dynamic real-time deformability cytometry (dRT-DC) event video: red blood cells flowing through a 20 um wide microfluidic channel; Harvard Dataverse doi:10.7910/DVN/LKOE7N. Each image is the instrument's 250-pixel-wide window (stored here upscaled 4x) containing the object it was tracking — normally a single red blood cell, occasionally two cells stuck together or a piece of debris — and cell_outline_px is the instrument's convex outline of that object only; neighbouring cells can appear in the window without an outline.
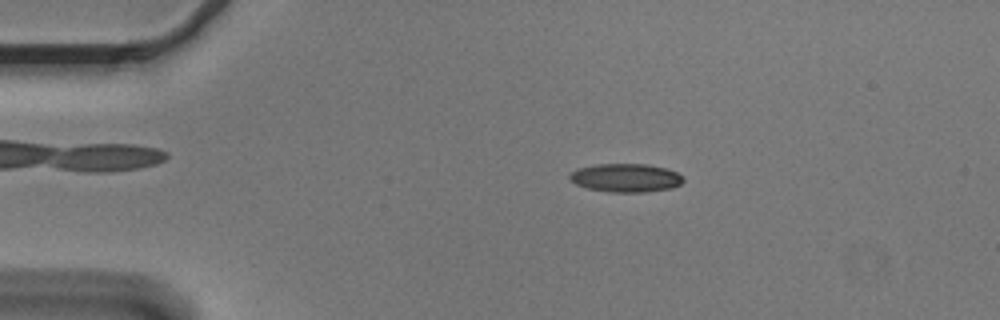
{"species": "Egyptian fruit bat (a non-hibernating species)", "species_latin": "Rousettus aegyptiacus", "temperature_condition": "cold", "stored_images_in_passage": 54, "camera_frame_rate_fps": 3000, "um_per_image_px": 0.085, "animal": {"sex": "male"}, "frame": {"image": 1, "passage_image": 10, "time_ms": 3.0, "image_size_px": [1000, 320], "cell_outline_px": [[684, 180], [680, 184], [672, 188], [644, 192], [608, 192], [588, 188], [576, 184], [568, 176], [572, 172], [580, 168], [596, 164], [648, 164], [668, 168], [684, 176]], "centroid_in_image_um": [53.24, 15.11], "position_along_channel_um": 31.8, "area_um2": 18.84}}
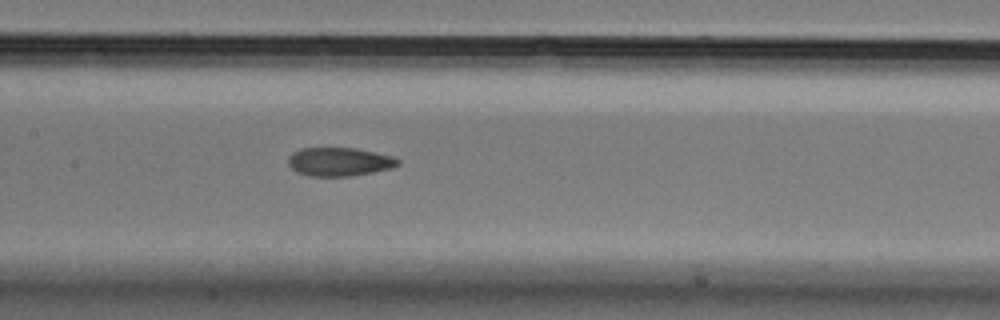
{"frame": {"image": 2, "passage_image": 26, "time_ms": 8.333, "image_size_px": [1000, 320], "cell_outline_px": [[400, 164], [392, 168], [352, 176], [308, 176], [296, 172], [288, 164], [288, 156], [292, 152], [300, 148], [356, 148], [392, 156], [400, 160]], "centroid_in_image_um": [28.82, 13.75], "position_along_channel_um": 178.6, "area_um2": 18.38}}
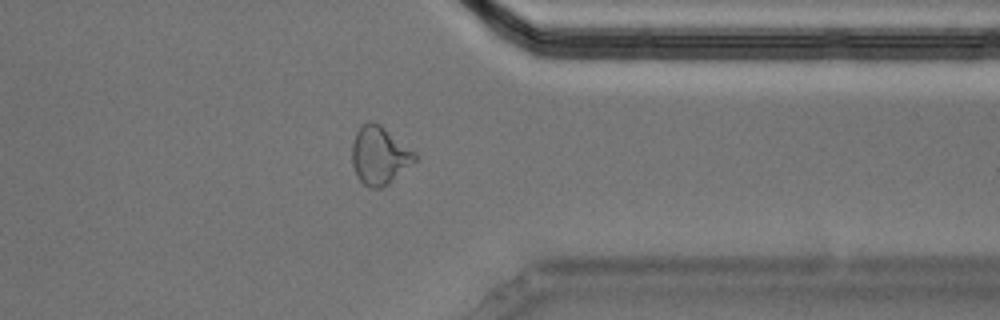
{"frame": {"image": 3, "passage_image": 43, "time_ms": 14.0, "image_size_px": [1000, 320], "cell_outline_px": [[420, 156], [416, 160], [388, 184], [380, 188], [368, 188], [356, 176], [352, 164], [352, 144], [356, 132], [364, 124], [380, 124], [416, 152]], "centroid_in_image_um": [32.27, 13.25], "position_along_channel_um": 379.1, "area_um2": 21.04}, "authors_computed_cell_mechanics": {"area_um2": 18.8717, "velocity_mm_per_s": 3.6401, "shape_relaxation_time_tau1_ms": 10.482, "shape_relaxation_time_tau2_ms": 2.1456, "deformation_change_tau1": 0.1968, "deformation_change_tau2": 0.0797}}